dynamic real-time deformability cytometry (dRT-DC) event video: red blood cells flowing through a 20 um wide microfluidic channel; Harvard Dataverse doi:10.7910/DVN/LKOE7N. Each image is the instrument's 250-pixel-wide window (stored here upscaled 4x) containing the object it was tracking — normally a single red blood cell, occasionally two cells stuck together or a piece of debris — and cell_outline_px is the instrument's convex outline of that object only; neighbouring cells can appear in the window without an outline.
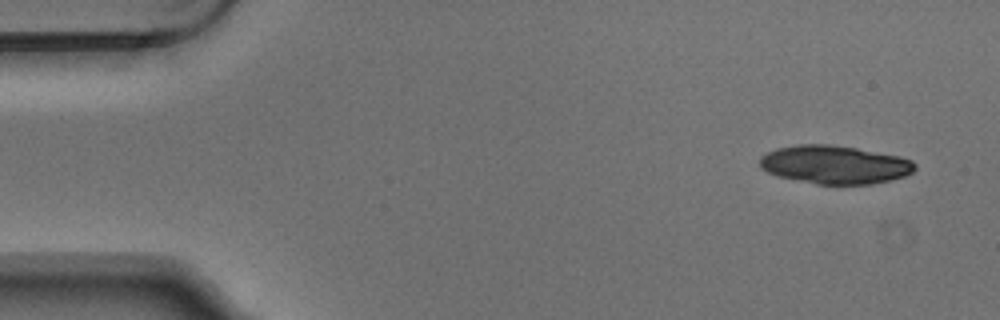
{"species": "Egyptian fruit bat (a non-hibernating species)", "species_latin": "Rousettus aegyptiacus", "temperature_condition": "warm", "stored_images_in_passage": 5, "segment_of_instrument_passage": [1, 2], "camera_frame_rate_fps": 3000, "um_per_image_px": 0.085, "animal": {"sex": "male"}, "frame": {"image": 1, "passage_image": 1, "time_ms": 0.0, "image_size_px": [1000, 320], "cell_outline_px": [[916, 168], [912, 172], [904, 176], [872, 184], [816, 184], [780, 176], [768, 172], [760, 168], [760, 156], [776, 148], [800, 144], [828, 144], [856, 148], [900, 156], [912, 160], [916, 164]], "centroid_in_image_um": [70.96, 13.99], "position_along_channel_um": 14.0, "area_um2": 34.51}}